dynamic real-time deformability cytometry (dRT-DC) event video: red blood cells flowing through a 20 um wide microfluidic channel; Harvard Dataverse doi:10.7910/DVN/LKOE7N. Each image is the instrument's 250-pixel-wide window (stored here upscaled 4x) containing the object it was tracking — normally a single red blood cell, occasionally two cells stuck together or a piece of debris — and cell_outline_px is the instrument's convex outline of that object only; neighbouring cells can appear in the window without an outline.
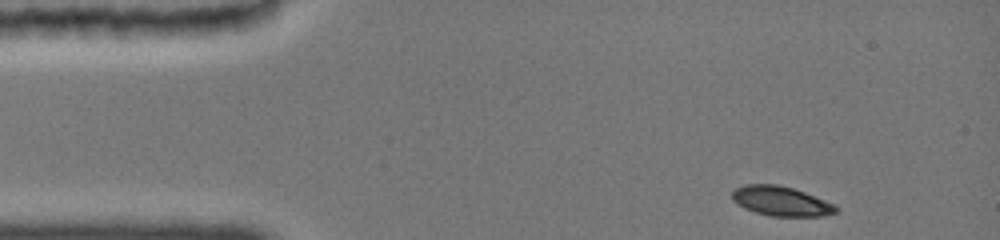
{"species": "common noctule bat (a hibernating species)", "species_latin": "Nyctalus noctula", "temperature_condition": "cold", "stored_images_in_passage": 40, "camera_frame_rate_fps": 3000, "um_per_image_px": 0.085, "animal": {"sex": "female", "body_mass_g": 19.0, "forearm_length_mm": 51.5}, "frame": {"image": 1, "passage_image": 1, "time_ms": 0.0, "image_size_px": [1000, 240], "cell_outline_px": [[840, 208], [836, 212], [824, 216], [772, 216], [756, 212], [744, 208], [736, 204], [732, 200], [732, 192], [736, 188], [744, 184], [776, 184], [792, 188], [804, 192], [836, 204]], "centroid_in_image_um": [66.4, 17.1], "position_along_channel_um": 18.6, "area_um2": 17.98}}
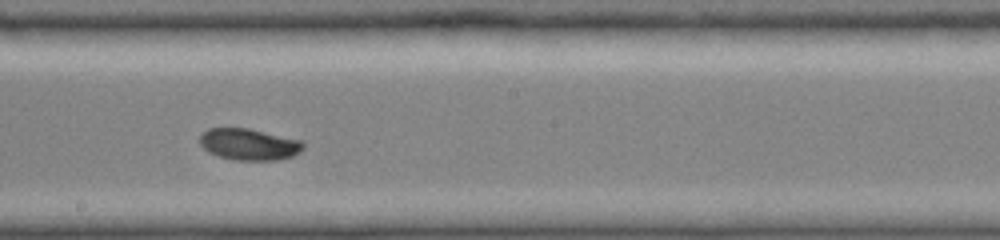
{"frame": {"image": 2, "passage_image": 23, "time_ms": 7.333, "image_size_px": [1000, 240], "cell_outline_px": [[304, 148], [300, 152], [292, 156], [280, 160], [232, 160], [216, 156], [208, 152], [200, 144], [200, 136], [208, 128], [248, 128], [304, 140]], "centroid_in_image_um": [21.2, 12.27], "position_along_channel_um": 227.0, "area_um2": 19.31}}
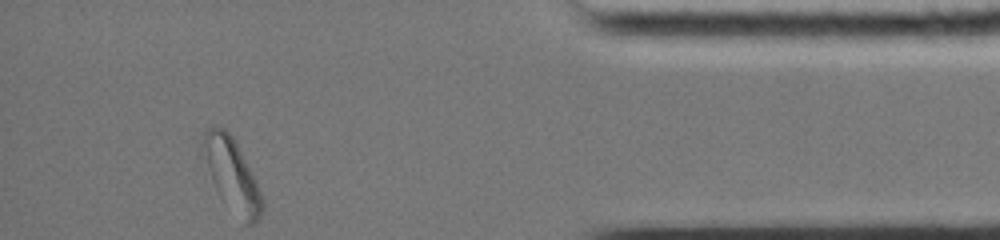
{"frame": {"image": 3, "passage_image": 40, "time_ms": 13.0, "image_size_px": [1000, 240], "cell_outline_px": [[264, 208], [256, 224], [244, 224], [216, 192], [200, 152], [200, 148], [204, 132], [208, 128], [216, 124], [224, 128], [232, 136], [256, 180], [264, 204]], "centroid_in_image_um": [19.67, 14.85], "position_along_channel_um": 415.5, "area_um2": 25.37}, "authors_computed_cell_mechanics": {"area_um2": 19.0451, "velocity_mm_per_s": 3.8723, "shape_relaxation_time_tau1_ms": 5.4646, "shape_relaxation_time_tau2_ms": null, "deformation_change_tau1": 0.1475, "deformation_change_tau2": null}}